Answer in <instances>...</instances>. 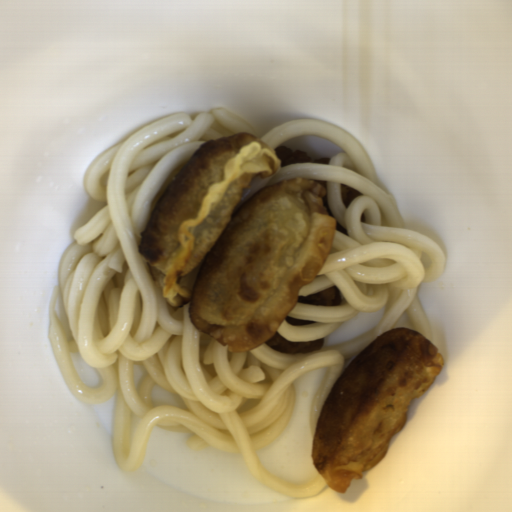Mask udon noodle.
Listing matches in <instances>:
<instances>
[{
	"label": "udon noodle",
	"mask_w": 512,
	"mask_h": 512,
	"mask_svg": "<svg viewBox=\"0 0 512 512\" xmlns=\"http://www.w3.org/2000/svg\"><path fill=\"white\" fill-rule=\"evenodd\" d=\"M251 125L221 107L194 119L177 113L146 125L90 162L83 187L105 206L74 232L53 285L48 338L70 393L86 405L114 398L112 456L120 470L139 473L152 428L190 432L192 451L212 446L241 454L252 477L291 499L319 496L327 487L318 472L293 485L272 475L256 452L278 439L291 421L296 379L325 369L310 406L314 436L319 415L337 379L364 348L395 328L435 334L418 297L435 281L446 253L429 237L404 226L392 196L380 184L366 151L344 130L321 120L278 124L262 138L272 151L287 139L311 135L343 151L328 163L298 162L254 181L240 207L266 186L285 179L326 181L328 206L348 235L335 229L333 246L315 278L297 295L336 286L339 306L294 304L277 332L289 342L315 341L335 333L359 312L383 309L376 327L344 343L306 353H283L265 343L229 352L194 326L186 304L175 309L138 251L141 230L166 187L206 142ZM345 184L361 196L341 201ZM71 352L94 366L102 381L88 388L78 379Z\"/></svg>",
	"instance_id": "1"
}]
</instances>
